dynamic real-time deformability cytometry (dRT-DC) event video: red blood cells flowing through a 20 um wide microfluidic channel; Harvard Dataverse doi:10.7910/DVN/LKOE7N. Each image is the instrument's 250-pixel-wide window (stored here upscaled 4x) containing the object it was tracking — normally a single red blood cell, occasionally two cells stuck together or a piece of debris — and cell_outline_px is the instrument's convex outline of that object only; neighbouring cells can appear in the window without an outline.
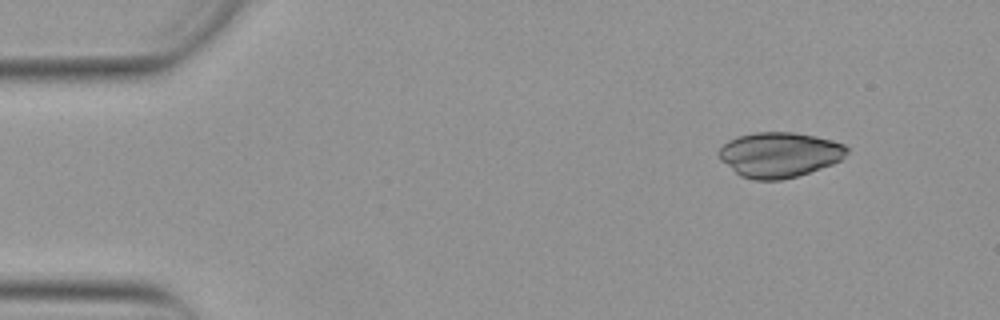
{"species": "Egyptian fruit bat (a non-hibernating species)", "species_latin": "Rousettus aegyptiacus", "temperature_condition": "warm", "stored_images_in_passage": 48, "camera_frame_rate_fps": 3000, "um_per_image_px": 0.085, "animal": {"sex": "female"}, "frame": {"image": 1, "passage_image": 1, "time_ms": 0.0, "image_size_px": [1000, 320], "cell_outline_px": [[848, 152], [840, 160], [832, 164], [796, 176], [780, 180], [752, 180], [740, 176], [720, 160], [720, 148], [728, 140], [736, 136], [756, 132], [792, 132], [816, 136], [832, 140], [844, 144], [848, 148]], "centroid_in_image_um": [66.24, 13.14], "position_along_channel_um": 18.8, "area_um2": 33.58}}
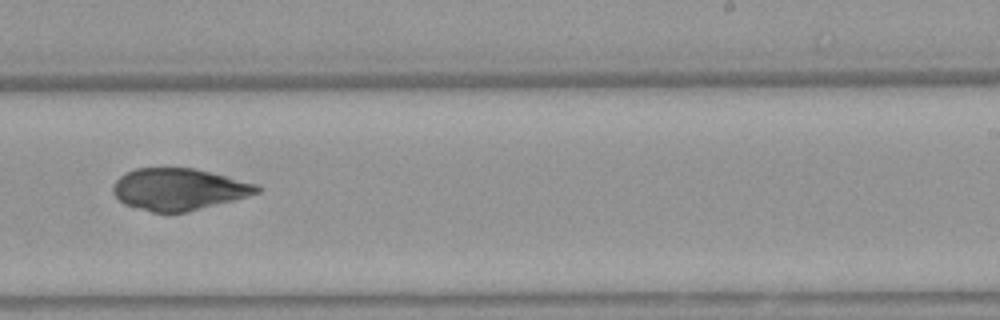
{"frame": {"image": 2, "passage_image": 28, "time_ms": 9.0, "image_size_px": [1000, 320], "cell_outline_px": [[260, 192], [248, 196], [188, 212], [152, 212], [124, 204], [112, 192], [112, 188], [116, 180], [124, 172], [136, 168], [196, 168], [256, 184], [260, 188]], "centroid_in_image_um": [15.17, 16.08], "position_along_channel_um": 273.8, "area_um2": 34.91}}
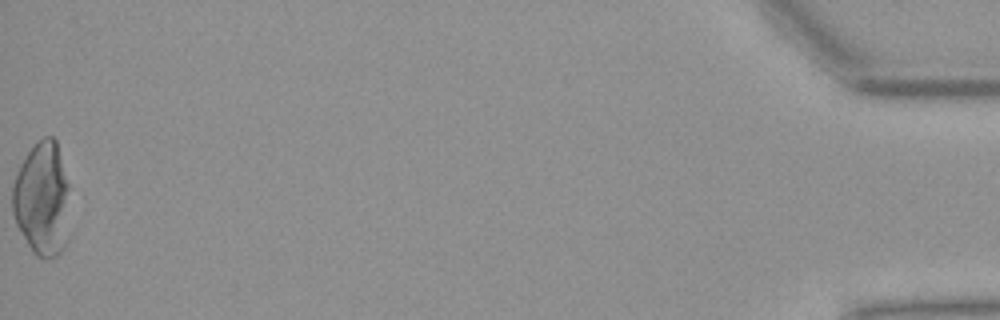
{"frame": {"image": 3, "passage_image": 48, "time_ms": 15.667, "image_size_px": [1000, 320], "cell_outline_px": [[72, 236], [60, 252], [56, 256], [48, 260], [44, 260], [36, 256], [32, 252], [16, 224], [12, 212], [12, 184], [20, 164], [28, 152], [44, 136], [52, 136], [56, 140], [68, 184]], "centroid_in_image_um": [3.63, 17.01], "position_along_channel_um": 431.6, "area_um2": 39.19}}